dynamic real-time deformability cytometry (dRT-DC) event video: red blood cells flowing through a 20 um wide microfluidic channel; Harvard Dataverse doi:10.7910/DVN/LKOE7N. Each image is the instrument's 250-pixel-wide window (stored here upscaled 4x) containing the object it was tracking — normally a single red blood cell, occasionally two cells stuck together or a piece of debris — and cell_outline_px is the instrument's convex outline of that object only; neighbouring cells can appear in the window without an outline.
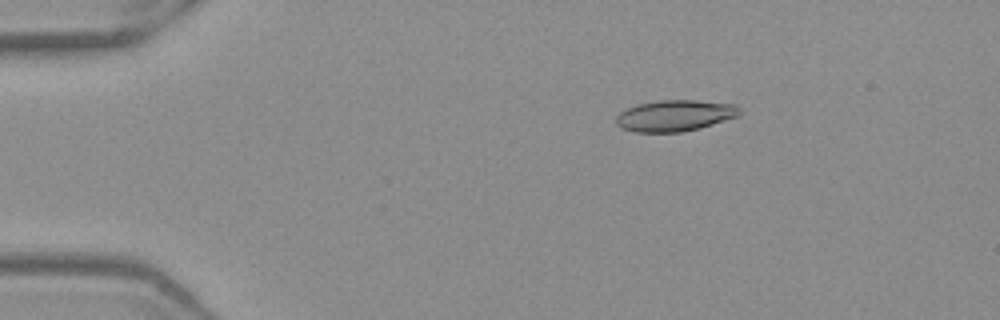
{"species": "Egyptian fruit bat (a non-hibernating species)", "species_latin": "Rousettus aegyptiacus", "temperature_condition": "warm", "stored_images_in_passage": 52, "camera_frame_rate_fps": 3000, "um_per_image_px": 0.085, "frame": {"image": 1, "passage_image": 9, "time_ms": 2.667, "image_size_px": [1000, 320], "cell_outline_px": [[740, 116], [700, 128], [680, 132], [636, 132], [620, 128], [616, 124], [616, 116], [620, 112], [636, 104], [660, 100], [696, 100], [736, 104], [740, 108]], "centroid_in_image_um": [57.38, 9.82], "position_along_channel_um": 27.6, "area_um2": 22.66}}
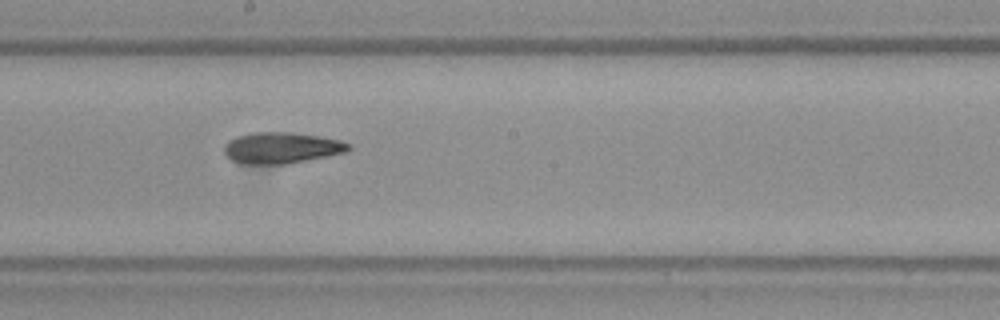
{"frame": {"image": 2, "passage_image": 29, "time_ms": 9.333, "image_size_px": [1000, 320], "cell_outline_px": [[352, 148], [348, 152], [288, 164], [240, 164], [232, 160], [224, 152], [224, 144], [228, 140], [236, 136], [252, 132], [288, 132], [320, 136], [340, 140], [352, 144]], "centroid_in_image_um": [23.94, 12.57], "position_along_channel_um": 224.3, "area_um2": 22.95}}
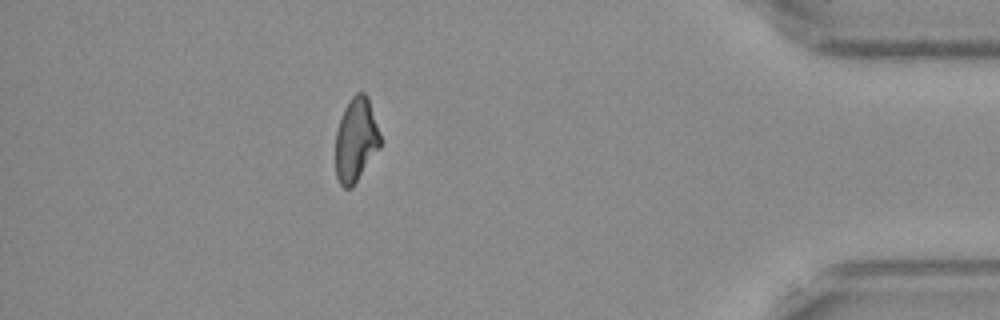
{"frame": {"image": 3, "passage_image": 46, "time_ms": 15.0, "image_size_px": [1000, 320], "cell_outline_px": [[380, 148], [352, 188], [344, 188], [340, 184], [336, 176], [336, 132], [344, 108], [352, 96], [356, 92], [364, 92], [368, 96], [380, 132]], "centroid_in_image_um": [30.26, 11.89], "position_along_channel_um": 404.9, "area_um2": 21.96}, "authors_computed_cell_mechanics": {"area_um2": 22.6576, "velocity_mm_per_s": 3.9698, "shape_relaxation_time_tau1_ms": 9.3426, "shape_relaxation_time_tau2_ms": 3.9174, "deformation_change_tau1": 0.2223, "deformation_change_tau2": 0.127}}